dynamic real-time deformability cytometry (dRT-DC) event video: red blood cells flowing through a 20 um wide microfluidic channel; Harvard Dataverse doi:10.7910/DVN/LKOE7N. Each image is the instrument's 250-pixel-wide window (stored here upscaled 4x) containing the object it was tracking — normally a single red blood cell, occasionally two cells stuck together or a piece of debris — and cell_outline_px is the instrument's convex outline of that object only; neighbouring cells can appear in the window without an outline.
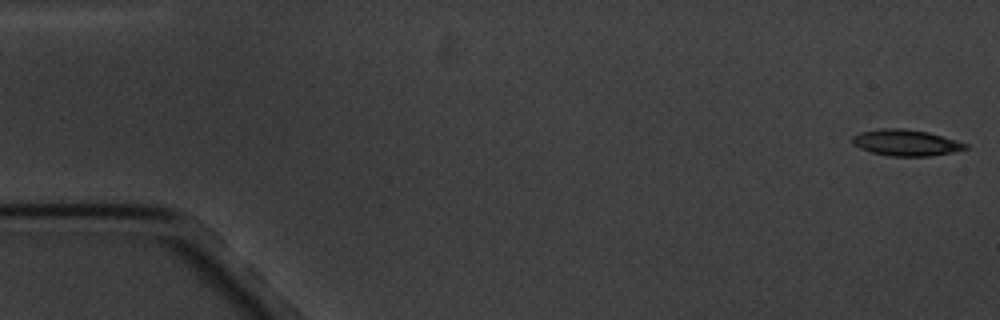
{"species": "common noctule bat (a hibernating species)", "species_latin": "Nyctalus noctula", "temperature_condition": "cold", "stored_images_in_passage": 4, "camera_frame_rate_fps": 3000, "um_per_image_px": 0.085, "animal": {"sex": "male", "body_mass_g": 20.1, "forearm_length_mm": 53.5}, "frame": {"image": 1, "passage_image": 1, "time_ms": 0.0, "image_size_px": [1000, 320], "cell_outline_px": [[968, 148], [952, 152], [928, 156], [888, 156], [872, 152], [860, 148], [852, 144], [852, 136], [860, 132], [880, 128], [900, 128], [928, 132], [956, 140], [968, 144]], "centroid_in_image_um": [76.97, 12.12], "position_along_channel_um": 8.0, "area_um2": 17.22}}